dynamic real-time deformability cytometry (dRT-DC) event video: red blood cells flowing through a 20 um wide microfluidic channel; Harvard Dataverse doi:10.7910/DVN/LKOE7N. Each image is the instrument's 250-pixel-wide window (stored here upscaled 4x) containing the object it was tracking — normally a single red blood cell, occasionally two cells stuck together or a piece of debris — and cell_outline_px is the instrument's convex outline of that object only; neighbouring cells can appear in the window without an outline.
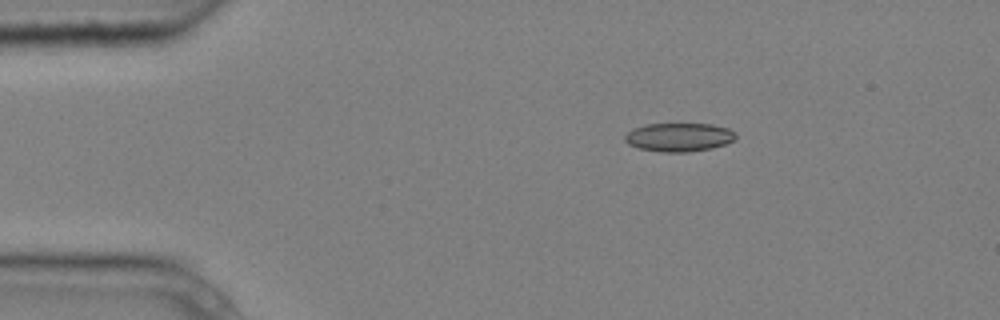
{"species": "common noctule bat (a hibernating species)", "species_latin": "Nyctalus noctula", "temperature_condition": "cold", "stored_images_in_passage": 7, "camera_frame_rate_fps": 3000, "um_per_image_px": 0.085, "animal": {"sex": "male", "body_mass_g": 20.4}, "frame": {"image": 1, "passage_image": 1, "time_ms": 0.0, "image_size_px": [1000, 320], "cell_outline_px": [[736, 136], [732, 140], [724, 144], [712, 148], [688, 152], [660, 152], [640, 148], [628, 144], [624, 140], [624, 136], [632, 128], [644, 124], [712, 124], [728, 128], [736, 132]], "centroid_in_image_um": [57.69, 11.65], "position_along_channel_um": 27.3, "area_um2": 18.5}}
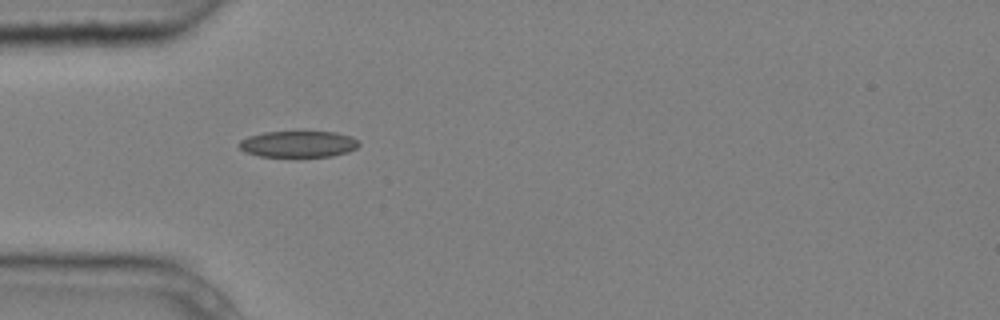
{"frame": {"image": 2, "passage_image": 3, "time_ms": 0.667, "image_size_px": [1000, 320], "cell_outline_px": [[360, 144], [356, 148], [348, 152], [332, 156], [260, 156], [244, 152], [236, 144], [240, 140], [248, 136], [264, 132], [336, 132], [352, 136]], "centroid_in_image_um": [25.33, 12.24], "position_along_channel_um": 59.7, "area_um2": 18.38}}
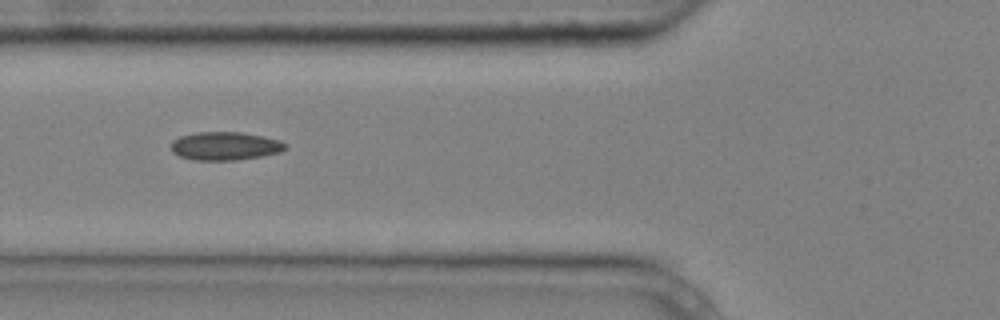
{"frame": {"image": 3, "passage_image": 4, "time_ms": 1.0, "image_size_px": [1000, 320], "cell_outline_px": [[288, 148], [280, 152], [260, 156], [236, 160], [192, 160], [180, 156], [172, 152], [172, 140], [180, 136], [196, 132], [240, 132], [264, 136], [280, 140], [288, 144]], "centroid_in_image_um": [19.15, 12.4], "position_along_channel_um": 106.6, "area_um2": 18.96}}